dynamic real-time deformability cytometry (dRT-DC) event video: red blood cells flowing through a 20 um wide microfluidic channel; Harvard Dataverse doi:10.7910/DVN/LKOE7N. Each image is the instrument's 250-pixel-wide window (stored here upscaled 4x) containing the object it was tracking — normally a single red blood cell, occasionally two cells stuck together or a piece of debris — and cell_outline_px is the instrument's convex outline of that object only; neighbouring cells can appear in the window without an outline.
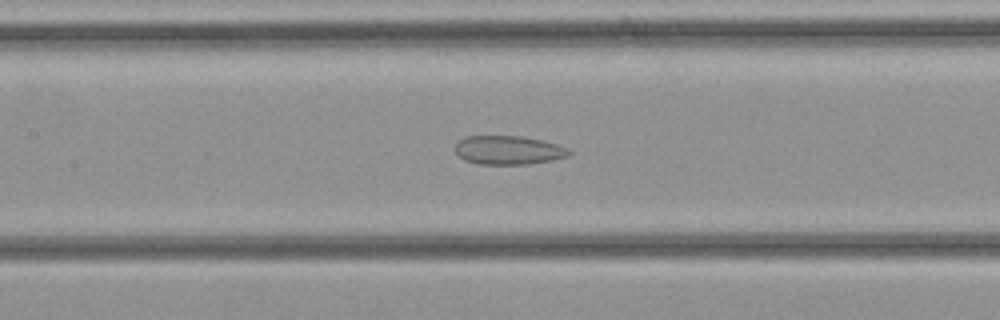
{"species": "common noctule bat (a hibernating species)", "species_latin": "Nyctalus noctula", "temperature_condition": "cold", "stored_images_in_passage": 33, "camera_frame_rate_fps": 3000, "um_per_image_px": 0.085, "animal": {"sex": "female", "body_mass_g": 21.9}, "frame": {"image": 1, "passage_image": 14, "time_ms": 4.333, "image_size_px": [1000, 320], "cell_outline_px": [[572, 152], [568, 156], [552, 160], [528, 164], [476, 164], [464, 160], [456, 152], [456, 144], [464, 136], [520, 136], [544, 140], [568, 148]], "centroid_in_image_um": [43.23, 12.76], "position_along_channel_um": 164.2, "area_um2": 19.13}}
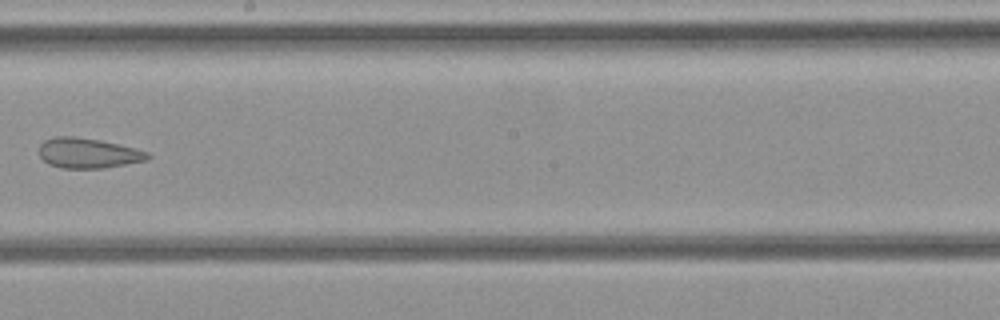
{"frame": {"image": 2, "passage_image": 18, "time_ms": 5.667, "image_size_px": [1000, 320], "cell_outline_px": [[152, 156], [148, 160], [104, 168], [60, 168], [48, 164], [40, 156], [40, 144], [44, 140], [52, 136], [72, 136], [100, 140], [120, 144], [136, 148], [148, 152]], "centroid_in_image_um": [7.5, 13.01], "position_along_channel_um": 240.7, "area_um2": 19.25}}
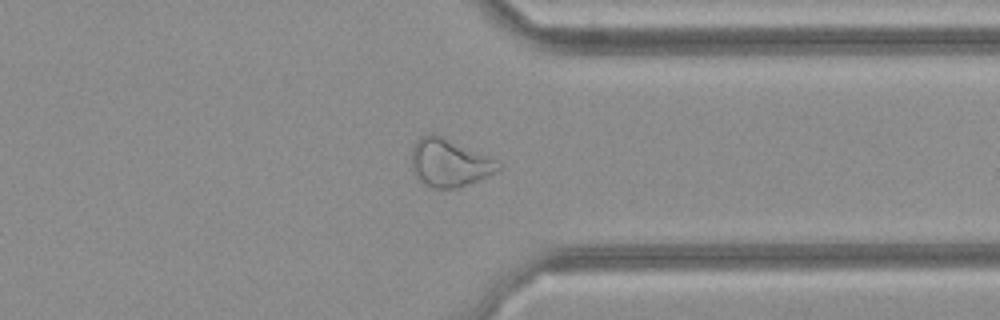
{"frame": {"image": 3, "passage_image": 25, "time_ms": 8.0, "image_size_px": [1000, 320], "cell_outline_px": [[504, 164], [500, 172], [480, 180], [456, 188], [436, 188], [424, 184], [416, 176], [412, 168], [412, 148], [416, 140], [420, 136], [444, 136], [496, 160]], "centroid_in_image_um": [38.25, 13.86], "position_along_channel_um": 373.1, "area_um2": 24.16}}